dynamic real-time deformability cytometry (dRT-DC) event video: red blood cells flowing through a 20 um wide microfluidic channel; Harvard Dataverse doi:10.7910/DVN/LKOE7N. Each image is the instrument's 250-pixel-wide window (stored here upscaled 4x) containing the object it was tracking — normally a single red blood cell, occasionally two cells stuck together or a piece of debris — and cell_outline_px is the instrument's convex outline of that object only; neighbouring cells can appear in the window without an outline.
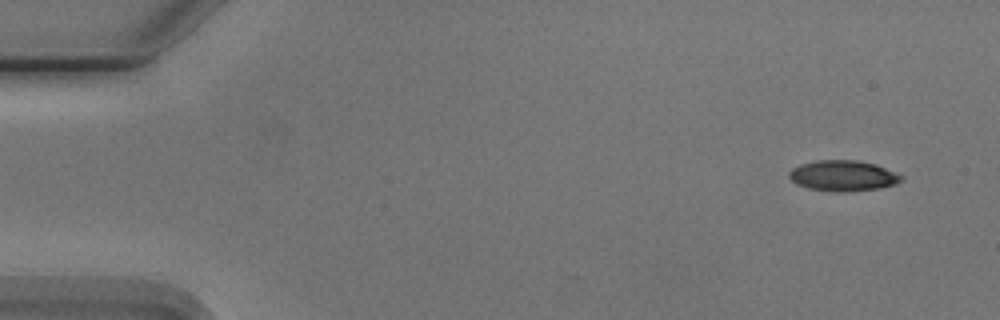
{"species": "Egyptian fruit bat (a non-hibernating species)", "species_latin": "Rousettus aegyptiacus", "temperature_condition": "cold", "stored_images_in_passage": 14, "camera_frame_rate_fps": 3000, "um_per_image_px": 0.085, "animal": {"sex": "male"}, "frame": {"image": 1, "passage_image": 1, "time_ms": 0.0, "image_size_px": [1000, 320], "cell_outline_px": [[904, 180], [896, 184], [880, 188], [848, 192], [836, 192], [808, 188], [796, 184], [788, 176], [788, 172], [792, 168], [800, 164], [816, 160], [860, 160], [876, 164], [904, 176]], "centroid_in_image_um": [71.67, 14.93], "position_along_channel_um": 13.3, "area_um2": 20.35}}
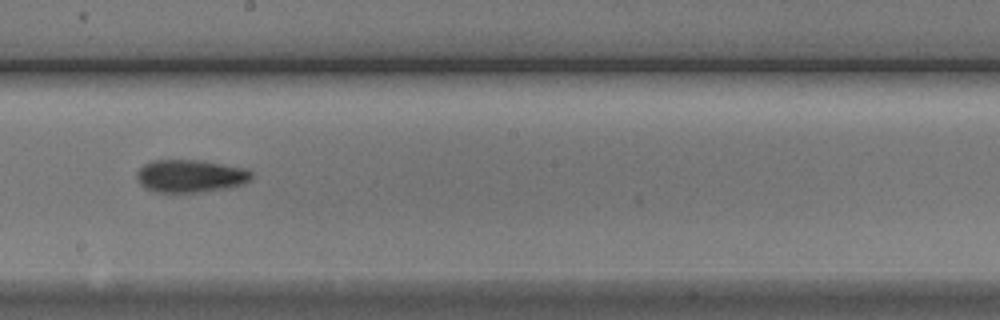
{"frame": {"image": 2, "passage_image": 8, "time_ms": 9.0, "image_size_px": [1000, 320], "cell_outline_px": [[252, 176], [244, 184], [232, 188], [200, 192], [156, 192], [144, 188], [136, 180], [136, 172], [144, 164], [152, 160], [200, 160], [244, 168], [252, 172]], "centroid_in_image_um": [16.16, 14.97], "position_along_channel_um": 232.0, "area_um2": 22.08}}
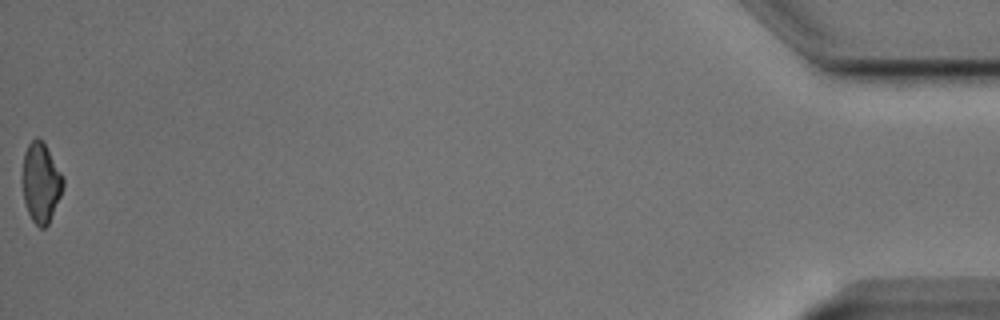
{"frame": {"image": 3, "passage_image": 14, "time_ms": 17.0, "image_size_px": [1000, 320], "cell_outline_px": [[64, 184], [60, 196], [48, 224], [44, 228], [40, 228], [32, 220], [24, 204], [24, 152], [28, 144], [36, 136], [44, 144], [60, 172], [64, 180]], "centroid_in_image_um": [3.48, 15.55], "position_along_channel_um": 431.7, "area_um2": 18.21}, "authors_computed_cell_mechanics": {"area_um2": 20.8658, "velocity_mm_per_s": 3.7701, "shape_relaxation_time_tau1_ms": 3.6866, "shape_relaxation_time_tau2_ms": 5.2789, "deformation_change_tau1": 0.1173, "deformation_change_tau2": 0.1269}}